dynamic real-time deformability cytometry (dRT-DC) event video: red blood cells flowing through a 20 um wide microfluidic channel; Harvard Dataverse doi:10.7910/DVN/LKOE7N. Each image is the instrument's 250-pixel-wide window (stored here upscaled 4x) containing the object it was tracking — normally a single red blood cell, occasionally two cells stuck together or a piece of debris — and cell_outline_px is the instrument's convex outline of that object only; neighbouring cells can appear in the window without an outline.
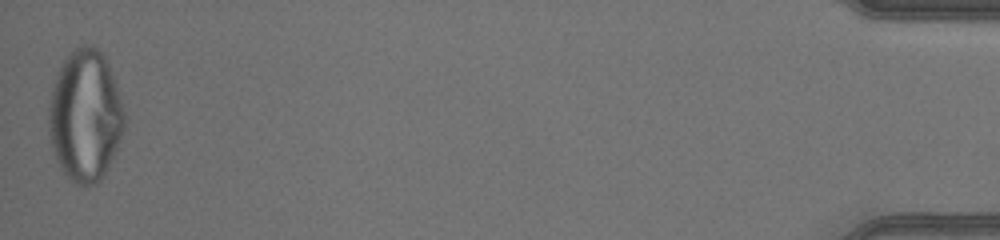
{"species": "human", "species_latin": "Homo sapiens", "temperature_condition": "warm", "stored_images_in_passage": 42, "camera_frame_rate_fps": 3000, "um_per_image_px": 0.085, "donor": {"sex": "male"}, "frame": {"image": 1, "passage_image": 42, "time_ms": 13.667, "image_size_px": [1000, 240], "cell_outline_px": [[124, 128], [116, 152], [104, 176], [96, 184], [76, 184], [60, 168], [56, 160], [52, 148], [48, 132], [48, 104], [52, 88], [56, 76], [64, 60], [80, 44], [92, 44], [104, 52], [116, 84], [120, 96], [124, 112]], "centroid_in_image_um": [7.24, 9.82], "position_along_channel_um": 428.0, "area_um2": 58.32}}